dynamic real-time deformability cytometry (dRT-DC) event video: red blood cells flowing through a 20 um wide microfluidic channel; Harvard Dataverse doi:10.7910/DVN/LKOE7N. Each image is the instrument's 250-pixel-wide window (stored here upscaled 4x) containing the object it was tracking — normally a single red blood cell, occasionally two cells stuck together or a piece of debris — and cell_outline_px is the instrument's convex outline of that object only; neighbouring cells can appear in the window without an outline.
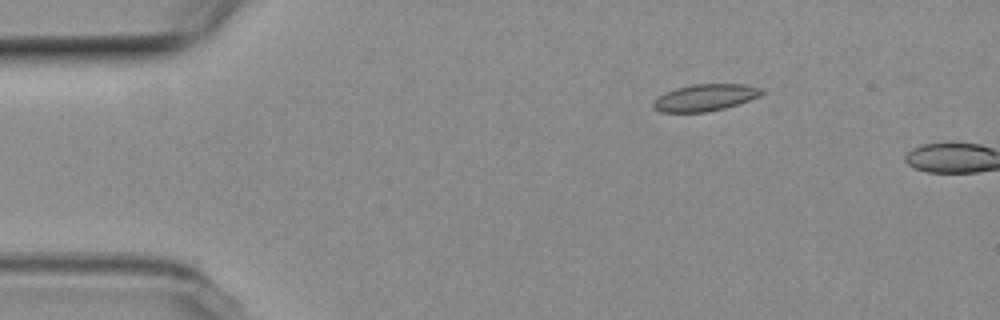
{"species": "common noctule bat (a hibernating species)", "species_latin": "Nyctalus noctula", "temperature_condition": "room temperature", "stored_images_in_passage": 3, "camera_frame_rate_fps": 3000, "um_per_image_px": 0.085, "animal": {"sex": "female", "body_mass_g": 19.3, "forearm_length_mm": 54.1}, "frame": {"image": 1, "passage_image": 1, "time_ms": 0.0, "image_size_px": [1000, 320], "cell_outline_px": [[764, 92], [760, 96], [724, 108], [708, 112], [660, 112], [652, 108], [652, 100], [656, 96], [664, 92], [676, 88], [692, 84], [744, 84], [764, 88]], "centroid_in_image_um": [59.88, 8.29], "position_along_channel_um": 25.1, "area_um2": 17.17}}